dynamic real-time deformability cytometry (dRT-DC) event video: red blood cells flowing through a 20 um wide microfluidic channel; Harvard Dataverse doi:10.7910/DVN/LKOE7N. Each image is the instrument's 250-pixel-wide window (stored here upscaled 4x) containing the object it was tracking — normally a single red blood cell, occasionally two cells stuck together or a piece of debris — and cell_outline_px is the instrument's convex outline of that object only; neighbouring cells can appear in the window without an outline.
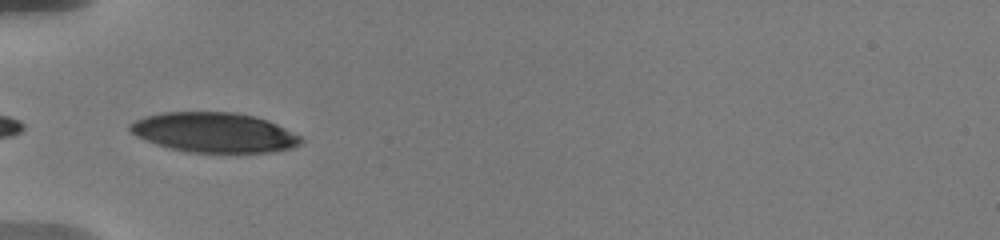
{"species": "human", "species_latin": "Homo sapiens", "temperature_condition": "warm", "stored_images_in_passage": 15, "camera_frame_rate_fps": 3000, "um_per_image_px": 0.085, "donor": {"sex": "male"}, "frame": {"image": 1, "passage_image": 1, "time_ms": 0.0, "image_size_px": [1000, 240], "cell_outline_px": [[304, 140], [300, 144], [292, 148], [268, 152], [192, 152], [172, 148], [156, 144], [136, 136], [128, 128], [128, 124], [144, 116], [160, 112], [236, 112], [256, 116], [268, 120], [300, 136]], "centroid_in_image_um": [18.19, 11.24], "position_along_channel_um": 66.8, "area_um2": 39.59}}
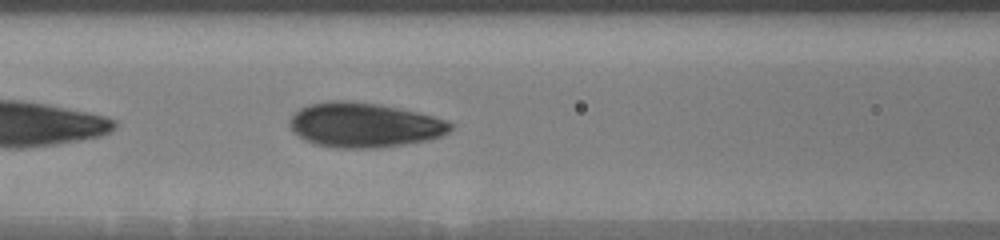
{"frame": {"image": 2, "passage_image": 6, "time_ms": 2.0, "image_size_px": [1000, 240], "cell_outline_px": [[452, 128], [448, 132], [440, 136], [428, 140], [380, 148], [336, 148], [316, 144], [300, 136], [288, 124], [288, 120], [300, 108], [308, 104], [328, 100], [348, 100], [380, 104], [416, 112], [448, 120], [452, 124]], "centroid_in_image_um": [30.96, 10.62], "position_along_channel_um": 135.6, "area_um2": 41.79}}
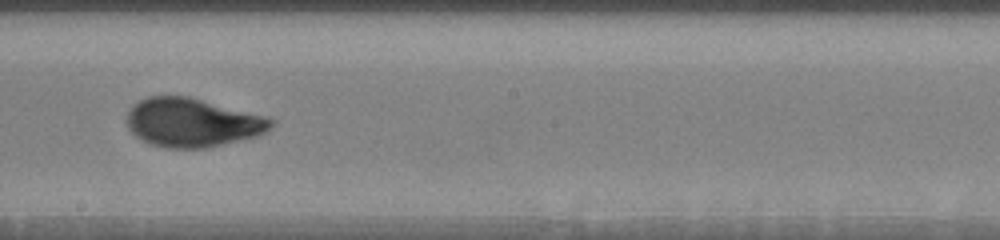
{"frame": {"image": 3, "passage_image": 13, "time_ms": 4.667, "image_size_px": [1000, 240], "cell_outline_px": [[276, 120], [264, 132], [256, 136], [204, 148], [168, 148], [148, 144], [136, 136], [128, 128], [128, 112], [140, 100], [148, 96], [188, 96], [268, 116]], "centroid_in_image_um": [16.36, 10.41], "position_along_channel_um": 231.8, "area_um2": 40.69}}